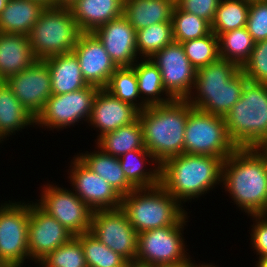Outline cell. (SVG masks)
<instances>
[{"instance_id": "1", "label": "cell", "mask_w": 267, "mask_h": 267, "mask_svg": "<svg viewBox=\"0 0 267 267\" xmlns=\"http://www.w3.org/2000/svg\"><path fill=\"white\" fill-rule=\"evenodd\" d=\"M221 185L239 211L262 214L267 205V156L260 148H237L223 162Z\"/></svg>"}, {"instance_id": "2", "label": "cell", "mask_w": 267, "mask_h": 267, "mask_svg": "<svg viewBox=\"0 0 267 267\" xmlns=\"http://www.w3.org/2000/svg\"><path fill=\"white\" fill-rule=\"evenodd\" d=\"M223 162L215 156L186 153L170 157L160 164V184L183 205L220 186Z\"/></svg>"}, {"instance_id": "3", "label": "cell", "mask_w": 267, "mask_h": 267, "mask_svg": "<svg viewBox=\"0 0 267 267\" xmlns=\"http://www.w3.org/2000/svg\"><path fill=\"white\" fill-rule=\"evenodd\" d=\"M247 81L236 63L219 59L197 69L195 84L187 101L193 108L224 117L240 99Z\"/></svg>"}, {"instance_id": "4", "label": "cell", "mask_w": 267, "mask_h": 267, "mask_svg": "<svg viewBox=\"0 0 267 267\" xmlns=\"http://www.w3.org/2000/svg\"><path fill=\"white\" fill-rule=\"evenodd\" d=\"M189 114L187 100L147 106L139 111L144 147L161 164L184 153V135Z\"/></svg>"}, {"instance_id": "5", "label": "cell", "mask_w": 267, "mask_h": 267, "mask_svg": "<svg viewBox=\"0 0 267 267\" xmlns=\"http://www.w3.org/2000/svg\"><path fill=\"white\" fill-rule=\"evenodd\" d=\"M228 135L237 148L267 142V84L247 81L238 102L225 114Z\"/></svg>"}, {"instance_id": "6", "label": "cell", "mask_w": 267, "mask_h": 267, "mask_svg": "<svg viewBox=\"0 0 267 267\" xmlns=\"http://www.w3.org/2000/svg\"><path fill=\"white\" fill-rule=\"evenodd\" d=\"M120 209L138 234L151 229L178 225L188 215L183 205L161 184L136 188L122 196Z\"/></svg>"}, {"instance_id": "7", "label": "cell", "mask_w": 267, "mask_h": 267, "mask_svg": "<svg viewBox=\"0 0 267 267\" xmlns=\"http://www.w3.org/2000/svg\"><path fill=\"white\" fill-rule=\"evenodd\" d=\"M80 30L70 7H48L29 33L30 46L37 60L73 51Z\"/></svg>"}, {"instance_id": "8", "label": "cell", "mask_w": 267, "mask_h": 267, "mask_svg": "<svg viewBox=\"0 0 267 267\" xmlns=\"http://www.w3.org/2000/svg\"><path fill=\"white\" fill-rule=\"evenodd\" d=\"M237 149L228 135L223 116L193 108L189 114L184 135V153L215 156L225 160Z\"/></svg>"}, {"instance_id": "9", "label": "cell", "mask_w": 267, "mask_h": 267, "mask_svg": "<svg viewBox=\"0 0 267 267\" xmlns=\"http://www.w3.org/2000/svg\"><path fill=\"white\" fill-rule=\"evenodd\" d=\"M30 202L4 201L0 203V265L23 267L30 261L28 223Z\"/></svg>"}, {"instance_id": "10", "label": "cell", "mask_w": 267, "mask_h": 267, "mask_svg": "<svg viewBox=\"0 0 267 267\" xmlns=\"http://www.w3.org/2000/svg\"><path fill=\"white\" fill-rule=\"evenodd\" d=\"M188 217L187 215L178 225L151 229L138 234L135 262L150 266L186 263L191 257L187 253L188 245H185L183 237Z\"/></svg>"}, {"instance_id": "11", "label": "cell", "mask_w": 267, "mask_h": 267, "mask_svg": "<svg viewBox=\"0 0 267 267\" xmlns=\"http://www.w3.org/2000/svg\"><path fill=\"white\" fill-rule=\"evenodd\" d=\"M98 90L97 86L88 85L75 92L52 94L35 118V126L59 131L67 126L70 128L78 123L83 124V120L88 123Z\"/></svg>"}, {"instance_id": "12", "label": "cell", "mask_w": 267, "mask_h": 267, "mask_svg": "<svg viewBox=\"0 0 267 267\" xmlns=\"http://www.w3.org/2000/svg\"><path fill=\"white\" fill-rule=\"evenodd\" d=\"M54 184L43 185L35 203L74 236L89 232L93 210L75 192Z\"/></svg>"}, {"instance_id": "13", "label": "cell", "mask_w": 267, "mask_h": 267, "mask_svg": "<svg viewBox=\"0 0 267 267\" xmlns=\"http://www.w3.org/2000/svg\"><path fill=\"white\" fill-rule=\"evenodd\" d=\"M89 232L129 263L135 262L138 233L120 208L93 211Z\"/></svg>"}, {"instance_id": "14", "label": "cell", "mask_w": 267, "mask_h": 267, "mask_svg": "<svg viewBox=\"0 0 267 267\" xmlns=\"http://www.w3.org/2000/svg\"><path fill=\"white\" fill-rule=\"evenodd\" d=\"M161 72L166 92L174 100H187L196 79V68L185 55L181 43L173 42L150 58Z\"/></svg>"}, {"instance_id": "15", "label": "cell", "mask_w": 267, "mask_h": 267, "mask_svg": "<svg viewBox=\"0 0 267 267\" xmlns=\"http://www.w3.org/2000/svg\"><path fill=\"white\" fill-rule=\"evenodd\" d=\"M70 184L82 201L93 211L113 210L121 206V196L102 177L87 167L76 154L70 162Z\"/></svg>"}, {"instance_id": "16", "label": "cell", "mask_w": 267, "mask_h": 267, "mask_svg": "<svg viewBox=\"0 0 267 267\" xmlns=\"http://www.w3.org/2000/svg\"><path fill=\"white\" fill-rule=\"evenodd\" d=\"M4 82L35 118L52 95L51 75L44 60H37L29 68L9 76Z\"/></svg>"}, {"instance_id": "17", "label": "cell", "mask_w": 267, "mask_h": 267, "mask_svg": "<svg viewBox=\"0 0 267 267\" xmlns=\"http://www.w3.org/2000/svg\"><path fill=\"white\" fill-rule=\"evenodd\" d=\"M30 202L28 250L30 262L34 261L36 264L74 235L35 202Z\"/></svg>"}, {"instance_id": "18", "label": "cell", "mask_w": 267, "mask_h": 267, "mask_svg": "<svg viewBox=\"0 0 267 267\" xmlns=\"http://www.w3.org/2000/svg\"><path fill=\"white\" fill-rule=\"evenodd\" d=\"M73 52L78 57L84 80L88 85L105 88L118 68L93 32H81Z\"/></svg>"}, {"instance_id": "19", "label": "cell", "mask_w": 267, "mask_h": 267, "mask_svg": "<svg viewBox=\"0 0 267 267\" xmlns=\"http://www.w3.org/2000/svg\"><path fill=\"white\" fill-rule=\"evenodd\" d=\"M93 33L117 67H132L139 60L137 31L123 15L100 26Z\"/></svg>"}, {"instance_id": "20", "label": "cell", "mask_w": 267, "mask_h": 267, "mask_svg": "<svg viewBox=\"0 0 267 267\" xmlns=\"http://www.w3.org/2000/svg\"><path fill=\"white\" fill-rule=\"evenodd\" d=\"M138 115L139 110L136 107L121 101L102 88L95 96L88 125L99 132L96 136L98 139L105 133L130 125L138 119Z\"/></svg>"}, {"instance_id": "21", "label": "cell", "mask_w": 267, "mask_h": 267, "mask_svg": "<svg viewBox=\"0 0 267 267\" xmlns=\"http://www.w3.org/2000/svg\"><path fill=\"white\" fill-rule=\"evenodd\" d=\"M69 7L80 32H94L123 15L124 0H76Z\"/></svg>"}, {"instance_id": "22", "label": "cell", "mask_w": 267, "mask_h": 267, "mask_svg": "<svg viewBox=\"0 0 267 267\" xmlns=\"http://www.w3.org/2000/svg\"><path fill=\"white\" fill-rule=\"evenodd\" d=\"M36 61L28 36L0 32V81L20 73Z\"/></svg>"}, {"instance_id": "23", "label": "cell", "mask_w": 267, "mask_h": 267, "mask_svg": "<svg viewBox=\"0 0 267 267\" xmlns=\"http://www.w3.org/2000/svg\"><path fill=\"white\" fill-rule=\"evenodd\" d=\"M51 75L52 94H66L88 86L75 53H63L44 59Z\"/></svg>"}, {"instance_id": "24", "label": "cell", "mask_w": 267, "mask_h": 267, "mask_svg": "<svg viewBox=\"0 0 267 267\" xmlns=\"http://www.w3.org/2000/svg\"><path fill=\"white\" fill-rule=\"evenodd\" d=\"M176 0H124L123 16L136 30L171 22Z\"/></svg>"}, {"instance_id": "25", "label": "cell", "mask_w": 267, "mask_h": 267, "mask_svg": "<svg viewBox=\"0 0 267 267\" xmlns=\"http://www.w3.org/2000/svg\"><path fill=\"white\" fill-rule=\"evenodd\" d=\"M118 159L127 180L135 188H148L160 184V164L147 149L129 151ZM146 164L152 165L151 168Z\"/></svg>"}, {"instance_id": "26", "label": "cell", "mask_w": 267, "mask_h": 267, "mask_svg": "<svg viewBox=\"0 0 267 267\" xmlns=\"http://www.w3.org/2000/svg\"><path fill=\"white\" fill-rule=\"evenodd\" d=\"M95 149L93 152H79L76 156L93 172L104 178L121 197L136 189L127 180L117 157L104 153L97 146Z\"/></svg>"}, {"instance_id": "27", "label": "cell", "mask_w": 267, "mask_h": 267, "mask_svg": "<svg viewBox=\"0 0 267 267\" xmlns=\"http://www.w3.org/2000/svg\"><path fill=\"white\" fill-rule=\"evenodd\" d=\"M45 8L33 0H11L0 14V32L28 36Z\"/></svg>"}, {"instance_id": "28", "label": "cell", "mask_w": 267, "mask_h": 267, "mask_svg": "<svg viewBox=\"0 0 267 267\" xmlns=\"http://www.w3.org/2000/svg\"><path fill=\"white\" fill-rule=\"evenodd\" d=\"M32 125L35 126V117L25 109L8 85L2 81L0 83V143L10 135H15L18 131Z\"/></svg>"}, {"instance_id": "29", "label": "cell", "mask_w": 267, "mask_h": 267, "mask_svg": "<svg viewBox=\"0 0 267 267\" xmlns=\"http://www.w3.org/2000/svg\"><path fill=\"white\" fill-rule=\"evenodd\" d=\"M132 67L138 80L140 98L147 106L166 104L174 100L166 92L161 72L150 58H140Z\"/></svg>"}, {"instance_id": "30", "label": "cell", "mask_w": 267, "mask_h": 267, "mask_svg": "<svg viewBox=\"0 0 267 267\" xmlns=\"http://www.w3.org/2000/svg\"><path fill=\"white\" fill-rule=\"evenodd\" d=\"M95 143L104 153L114 157H121L125 153L136 150L146 149L143 142L142 126L139 119L117 130L105 133Z\"/></svg>"}, {"instance_id": "31", "label": "cell", "mask_w": 267, "mask_h": 267, "mask_svg": "<svg viewBox=\"0 0 267 267\" xmlns=\"http://www.w3.org/2000/svg\"><path fill=\"white\" fill-rule=\"evenodd\" d=\"M250 0H221L211 23V31L222 33L246 27Z\"/></svg>"}, {"instance_id": "32", "label": "cell", "mask_w": 267, "mask_h": 267, "mask_svg": "<svg viewBox=\"0 0 267 267\" xmlns=\"http://www.w3.org/2000/svg\"><path fill=\"white\" fill-rule=\"evenodd\" d=\"M218 39L220 59L232 61L239 67L249 59L255 44L246 27L222 33Z\"/></svg>"}, {"instance_id": "33", "label": "cell", "mask_w": 267, "mask_h": 267, "mask_svg": "<svg viewBox=\"0 0 267 267\" xmlns=\"http://www.w3.org/2000/svg\"><path fill=\"white\" fill-rule=\"evenodd\" d=\"M104 89L121 101L130 103L139 111L147 107L140 98L138 80L133 67H118Z\"/></svg>"}, {"instance_id": "34", "label": "cell", "mask_w": 267, "mask_h": 267, "mask_svg": "<svg viewBox=\"0 0 267 267\" xmlns=\"http://www.w3.org/2000/svg\"><path fill=\"white\" fill-rule=\"evenodd\" d=\"M83 248L87 267H127L129 262L86 232L75 236Z\"/></svg>"}, {"instance_id": "35", "label": "cell", "mask_w": 267, "mask_h": 267, "mask_svg": "<svg viewBox=\"0 0 267 267\" xmlns=\"http://www.w3.org/2000/svg\"><path fill=\"white\" fill-rule=\"evenodd\" d=\"M137 53L151 58L157 51L174 42L171 22L153 24L137 31Z\"/></svg>"}, {"instance_id": "36", "label": "cell", "mask_w": 267, "mask_h": 267, "mask_svg": "<svg viewBox=\"0 0 267 267\" xmlns=\"http://www.w3.org/2000/svg\"><path fill=\"white\" fill-rule=\"evenodd\" d=\"M172 29L174 42L183 43L197 39L211 32V24L195 14L181 10L177 5L172 12Z\"/></svg>"}, {"instance_id": "37", "label": "cell", "mask_w": 267, "mask_h": 267, "mask_svg": "<svg viewBox=\"0 0 267 267\" xmlns=\"http://www.w3.org/2000/svg\"><path fill=\"white\" fill-rule=\"evenodd\" d=\"M186 57L197 69L220 59L219 39L211 31L208 35L181 43Z\"/></svg>"}, {"instance_id": "38", "label": "cell", "mask_w": 267, "mask_h": 267, "mask_svg": "<svg viewBox=\"0 0 267 267\" xmlns=\"http://www.w3.org/2000/svg\"><path fill=\"white\" fill-rule=\"evenodd\" d=\"M37 264L39 267H87L83 248L75 236L48 253Z\"/></svg>"}, {"instance_id": "39", "label": "cell", "mask_w": 267, "mask_h": 267, "mask_svg": "<svg viewBox=\"0 0 267 267\" xmlns=\"http://www.w3.org/2000/svg\"><path fill=\"white\" fill-rule=\"evenodd\" d=\"M241 70L248 81L267 84V40L255 42L251 55Z\"/></svg>"}, {"instance_id": "40", "label": "cell", "mask_w": 267, "mask_h": 267, "mask_svg": "<svg viewBox=\"0 0 267 267\" xmlns=\"http://www.w3.org/2000/svg\"><path fill=\"white\" fill-rule=\"evenodd\" d=\"M246 28L254 42L267 40V0H250Z\"/></svg>"}, {"instance_id": "41", "label": "cell", "mask_w": 267, "mask_h": 267, "mask_svg": "<svg viewBox=\"0 0 267 267\" xmlns=\"http://www.w3.org/2000/svg\"><path fill=\"white\" fill-rule=\"evenodd\" d=\"M220 1L221 0H176V5L181 10L195 14L211 24Z\"/></svg>"}, {"instance_id": "42", "label": "cell", "mask_w": 267, "mask_h": 267, "mask_svg": "<svg viewBox=\"0 0 267 267\" xmlns=\"http://www.w3.org/2000/svg\"><path fill=\"white\" fill-rule=\"evenodd\" d=\"M250 220H253L251 227V241L252 249L257 255V258L267 257V217L263 215H250ZM259 255V256H258Z\"/></svg>"}, {"instance_id": "43", "label": "cell", "mask_w": 267, "mask_h": 267, "mask_svg": "<svg viewBox=\"0 0 267 267\" xmlns=\"http://www.w3.org/2000/svg\"><path fill=\"white\" fill-rule=\"evenodd\" d=\"M192 259V257L191 258H189L188 259V261L186 262V267H218L217 265H215V264H213V263H205L204 262V264L202 263H199L198 265H197V263H195V261L193 262V260H191ZM213 264V265H212ZM215 265V266H214Z\"/></svg>"}, {"instance_id": "44", "label": "cell", "mask_w": 267, "mask_h": 267, "mask_svg": "<svg viewBox=\"0 0 267 267\" xmlns=\"http://www.w3.org/2000/svg\"><path fill=\"white\" fill-rule=\"evenodd\" d=\"M76 0H55V6L69 7Z\"/></svg>"}, {"instance_id": "45", "label": "cell", "mask_w": 267, "mask_h": 267, "mask_svg": "<svg viewBox=\"0 0 267 267\" xmlns=\"http://www.w3.org/2000/svg\"><path fill=\"white\" fill-rule=\"evenodd\" d=\"M33 1L41 3L46 8L55 7V0H33Z\"/></svg>"}, {"instance_id": "46", "label": "cell", "mask_w": 267, "mask_h": 267, "mask_svg": "<svg viewBox=\"0 0 267 267\" xmlns=\"http://www.w3.org/2000/svg\"><path fill=\"white\" fill-rule=\"evenodd\" d=\"M255 266L256 267H267V257H261L257 259Z\"/></svg>"}, {"instance_id": "47", "label": "cell", "mask_w": 267, "mask_h": 267, "mask_svg": "<svg viewBox=\"0 0 267 267\" xmlns=\"http://www.w3.org/2000/svg\"><path fill=\"white\" fill-rule=\"evenodd\" d=\"M127 267H154V266H150V265H142L136 262H131L128 264Z\"/></svg>"}, {"instance_id": "48", "label": "cell", "mask_w": 267, "mask_h": 267, "mask_svg": "<svg viewBox=\"0 0 267 267\" xmlns=\"http://www.w3.org/2000/svg\"><path fill=\"white\" fill-rule=\"evenodd\" d=\"M154 267H186V263L183 264H173V265H157Z\"/></svg>"}, {"instance_id": "49", "label": "cell", "mask_w": 267, "mask_h": 267, "mask_svg": "<svg viewBox=\"0 0 267 267\" xmlns=\"http://www.w3.org/2000/svg\"><path fill=\"white\" fill-rule=\"evenodd\" d=\"M11 0H0V14L5 8V6L10 2Z\"/></svg>"}, {"instance_id": "50", "label": "cell", "mask_w": 267, "mask_h": 267, "mask_svg": "<svg viewBox=\"0 0 267 267\" xmlns=\"http://www.w3.org/2000/svg\"><path fill=\"white\" fill-rule=\"evenodd\" d=\"M260 149L262 150V152L267 156V142L264 143Z\"/></svg>"}, {"instance_id": "51", "label": "cell", "mask_w": 267, "mask_h": 267, "mask_svg": "<svg viewBox=\"0 0 267 267\" xmlns=\"http://www.w3.org/2000/svg\"><path fill=\"white\" fill-rule=\"evenodd\" d=\"M261 215H263L264 217H267V205H266V207H265V209Z\"/></svg>"}]
</instances>
